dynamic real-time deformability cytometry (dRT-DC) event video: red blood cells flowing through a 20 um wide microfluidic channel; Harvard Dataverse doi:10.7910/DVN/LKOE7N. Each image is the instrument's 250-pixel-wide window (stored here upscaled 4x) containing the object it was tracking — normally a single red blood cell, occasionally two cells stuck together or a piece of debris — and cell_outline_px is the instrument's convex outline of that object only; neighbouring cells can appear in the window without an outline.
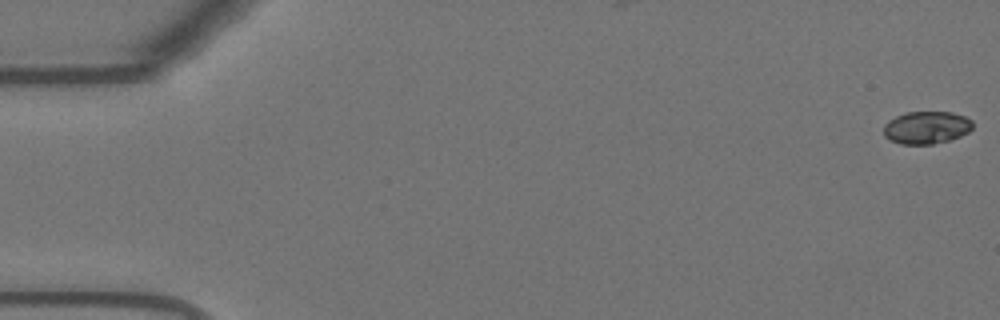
{"species": "Egyptian fruit bat (a non-hibernating species)", "species_latin": "Rousettus aegyptiacus", "temperature_condition": "warm", "stored_images_in_passage": 10, "camera_frame_rate_fps": 3000, "um_per_image_px": 0.085, "animal": {"sex": "female"}, "frame": {"image": 1, "passage_image": 1, "time_ms": 0.0, "image_size_px": [1000, 320], "cell_outline_px": [[972, 128], [968, 132], [960, 136], [948, 140], [932, 144], [900, 144], [884, 136], [884, 124], [888, 120], [904, 112], [952, 112], [964, 116], [972, 120]], "centroid_in_image_um": [78.74, 10.83], "position_along_channel_um": 6.3, "area_um2": 16.88}}